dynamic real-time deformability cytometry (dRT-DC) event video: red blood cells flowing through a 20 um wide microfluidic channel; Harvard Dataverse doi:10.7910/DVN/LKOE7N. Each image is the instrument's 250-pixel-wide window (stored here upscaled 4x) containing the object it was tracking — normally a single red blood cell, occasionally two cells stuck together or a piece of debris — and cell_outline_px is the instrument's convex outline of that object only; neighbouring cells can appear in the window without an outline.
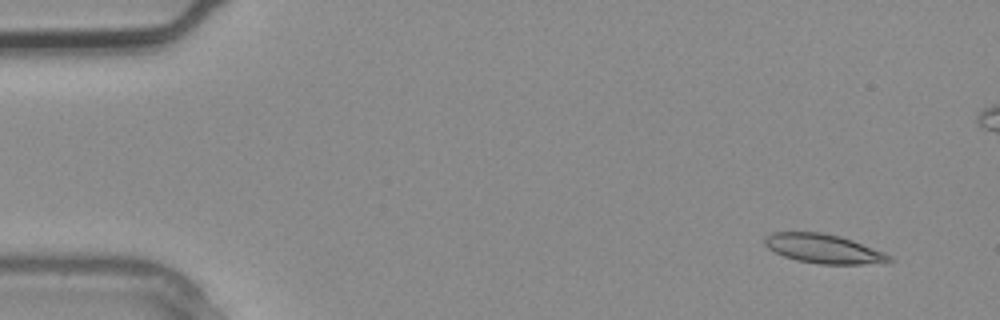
{"species": "common noctule bat (a hibernating species)", "species_latin": "Nyctalus noctula", "temperature_condition": "warm", "stored_images_in_passage": 4, "segment_of_instrument_passage": [2, 2], "camera_frame_rate_fps": 3000, "um_per_image_px": 0.085, "animal": {"sex": "male", "body_mass_g": 20.4}, "frame": {"image": 1, "passage_image": 4, "time_ms": 1.0, "image_size_px": [1000, 320], "cell_outline_px": [[896, 260], [860, 264], [820, 264], [796, 260], [784, 256], [768, 248], [764, 244], [764, 236], [772, 232], [820, 232], [840, 236], [852, 240], [884, 252], [892, 256]], "centroid_in_image_um": [69.97, 21.13], "position_along_channel_um": 15.0, "area_um2": 21.04}}